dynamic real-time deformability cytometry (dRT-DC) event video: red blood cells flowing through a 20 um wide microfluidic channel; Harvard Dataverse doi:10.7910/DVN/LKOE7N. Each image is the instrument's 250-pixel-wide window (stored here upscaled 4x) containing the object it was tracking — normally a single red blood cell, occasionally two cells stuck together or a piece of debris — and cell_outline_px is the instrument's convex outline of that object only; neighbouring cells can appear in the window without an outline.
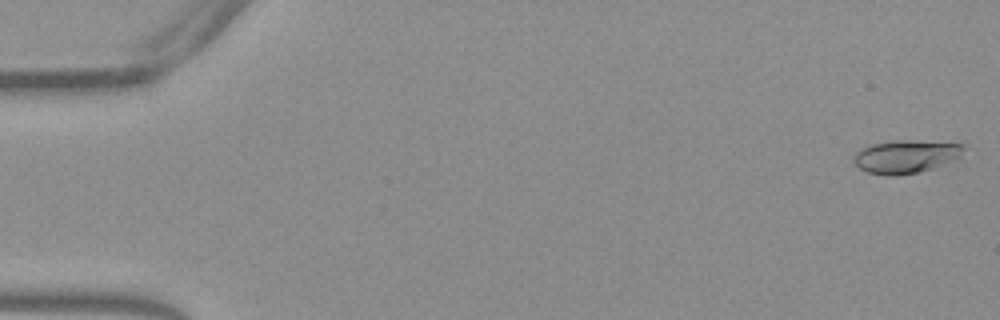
{"species": "Egyptian fruit bat (a non-hibernating species)", "species_latin": "Rousettus aegyptiacus", "temperature_condition": "warm", "stored_images_in_passage": 53, "camera_frame_rate_fps": 3000, "um_per_image_px": 0.085, "frame": {"image": 1, "passage_image": 1, "time_ms": 0.0, "image_size_px": [1000, 320], "cell_outline_px": [[968, 148], [960, 156], [936, 168], [920, 172], [896, 176], [888, 176], [868, 172], [860, 168], [852, 160], [856, 152], [860, 148], [872, 144], [892, 140], [912, 140], [964, 144]], "centroid_in_image_um": [77.01, 13.3], "position_along_channel_um": 8.0, "area_um2": 21.5}}
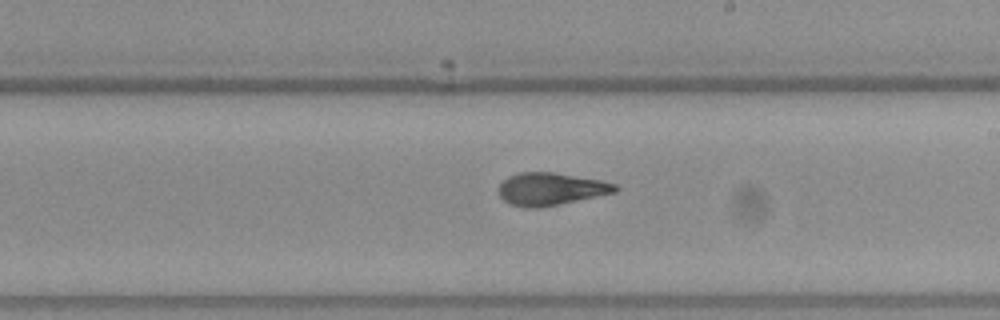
{"frame": {"image": 2, "passage_image": 31, "time_ms": 10.0, "image_size_px": [1000, 320], "cell_outline_px": [[620, 188], [616, 192], [540, 208], [528, 208], [512, 204], [504, 200], [500, 196], [500, 184], [508, 176], [520, 172], [552, 172], [600, 180], [616, 184]], "centroid_in_image_um": [46.83, 16.06], "position_along_channel_um": 242.2, "area_um2": 21.85}}
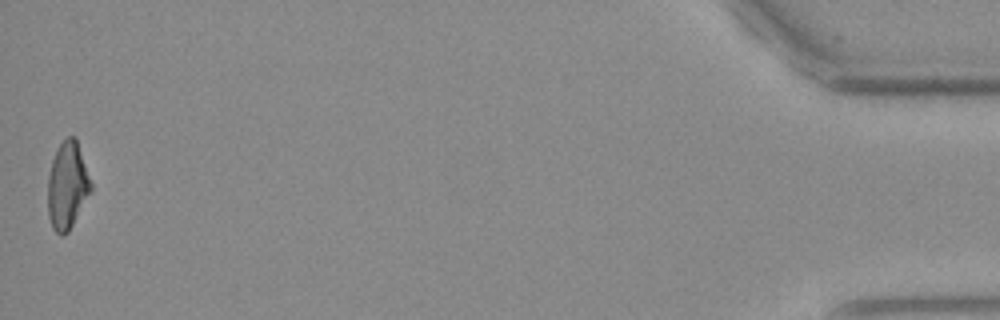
{"frame": {"image": 3, "passage_image": 53, "time_ms": 17.333, "image_size_px": [1000, 320], "cell_outline_px": [[92, 188], [68, 232], [64, 236], [60, 236], [52, 228], [48, 216], [48, 176], [52, 160], [56, 148], [68, 136], [76, 136], [92, 184]], "centroid_in_image_um": [5.71, 15.76], "position_along_channel_um": 429.5, "area_um2": 21.85}, "authors_computed_cell_mechanics": {"area_um2": 21.964, "velocity_mm_per_s": 3.8316, "shape_relaxation_time_tau1_ms": 5.7544, "shape_relaxation_time_tau2_ms": 1.7953, "deformation_change_tau1": 0.1969, "deformation_change_tau2": 0.0904}}